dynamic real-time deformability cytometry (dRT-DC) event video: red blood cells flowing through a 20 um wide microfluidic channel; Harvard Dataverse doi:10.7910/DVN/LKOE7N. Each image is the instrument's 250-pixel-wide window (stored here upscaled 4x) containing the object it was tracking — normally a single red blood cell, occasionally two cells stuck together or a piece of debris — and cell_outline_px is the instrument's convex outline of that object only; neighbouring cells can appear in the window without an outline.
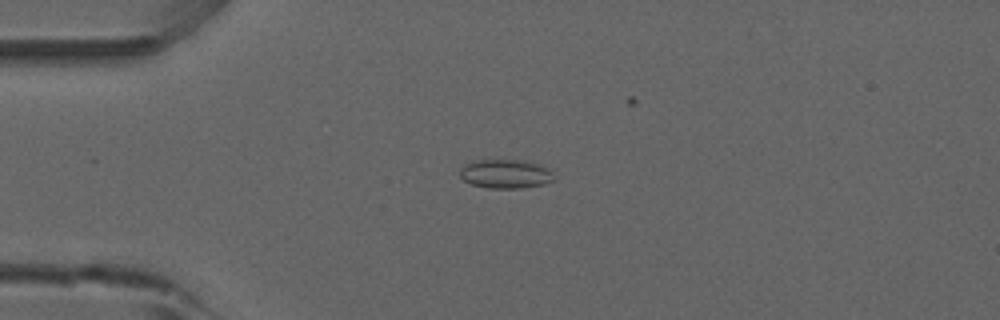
{"species": "common noctule bat (a hibernating species)", "species_latin": "Nyctalus noctula", "temperature_condition": "room temperature", "stored_images_in_passage": 31, "camera_frame_rate_fps": 3000, "um_per_image_px": 0.085, "animal": {"sex": "male", "forearm_length_mm": 52.5}, "frame": {"image": 1, "passage_image": 1, "time_ms": 0.0, "image_size_px": [1000, 320], "cell_outline_px": [[556, 180], [544, 184], [520, 188], [488, 188], [472, 184], [464, 180], [460, 176], [460, 168], [464, 164], [472, 160], [524, 160], [540, 164], [548, 168]], "centroid_in_image_um": [42.97, 14.77], "position_along_channel_um": 42.0, "area_um2": 16.01}}
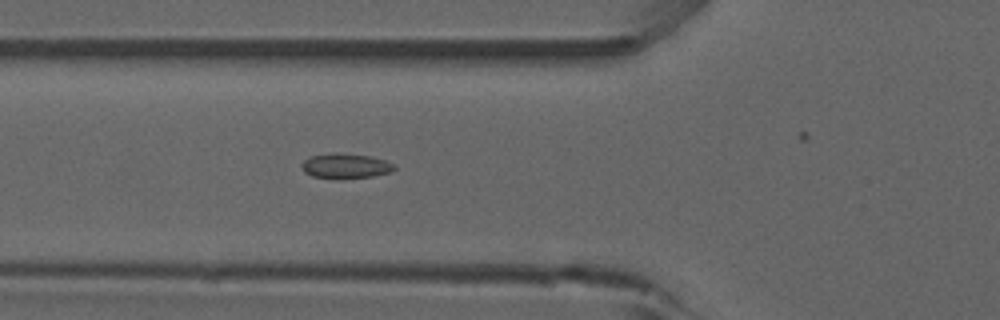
{"frame": {"image": 2, "passage_image": 7, "time_ms": 2.0, "image_size_px": [1000, 320], "cell_outline_px": [[396, 168], [392, 172], [372, 176], [312, 176], [304, 172], [300, 164], [304, 160], [312, 156], [332, 152], [336, 152], [368, 156], [384, 160], [396, 164]], "centroid_in_image_um": [29.39, 14.06], "position_along_channel_um": 96.4, "area_um2": 12.89}}
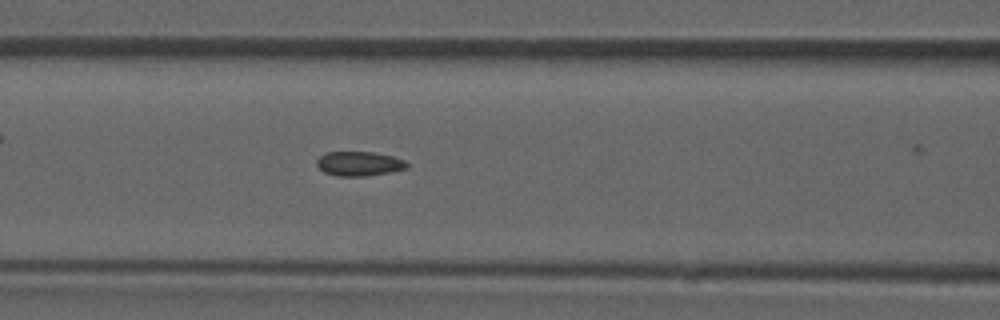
{"frame": {"image": 3, "passage_image": 10, "time_ms": 3.0, "image_size_px": [1000, 320], "cell_outline_px": [[408, 168], [368, 176], [336, 176], [324, 172], [316, 164], [316, 160], [320, 156], [328, 152], [376, 152], [392, 156], [404, 160], [408, 164]], "centroid_in_image_um": [30.52, 13.91], "position_along_channel_um": 136.1, "area_um2": 12.83}}